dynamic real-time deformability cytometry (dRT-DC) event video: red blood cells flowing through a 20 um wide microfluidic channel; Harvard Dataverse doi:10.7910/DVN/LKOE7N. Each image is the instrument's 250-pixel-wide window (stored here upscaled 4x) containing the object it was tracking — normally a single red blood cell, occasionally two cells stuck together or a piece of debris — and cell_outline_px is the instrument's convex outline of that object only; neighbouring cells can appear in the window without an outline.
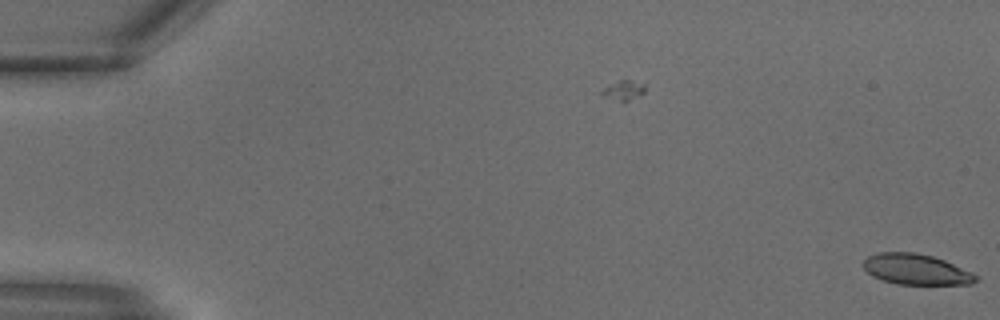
{"species": "common noctule bat (a hibernating species)", "species_latin": "Nyctalus noctula", "temperature_condition": "warm", "stored_images_in_passage": 4, "camera_frame_rate_fps": 3000, "um_per_image_px": 0.085, "animal": {"sex": "male", "body_mass_g": 18.8}, "frame": {"image": 1, "passage_image": 4, "time_ms": 1.0, "image_size_px": [1000, 320], "cell_outline_px": [[976, 280], [972, 284], [896, 284], [872, 276], [864, 268], [864, 260], [868, 256], [876, 252], [916, 252], [932, 256], [944, 260], [972, 272], [976, 276]], "centroid_in_image_um": [77.85, 22.88], "position_along_channel_um": 7.2, "area_um2": 19.94}}